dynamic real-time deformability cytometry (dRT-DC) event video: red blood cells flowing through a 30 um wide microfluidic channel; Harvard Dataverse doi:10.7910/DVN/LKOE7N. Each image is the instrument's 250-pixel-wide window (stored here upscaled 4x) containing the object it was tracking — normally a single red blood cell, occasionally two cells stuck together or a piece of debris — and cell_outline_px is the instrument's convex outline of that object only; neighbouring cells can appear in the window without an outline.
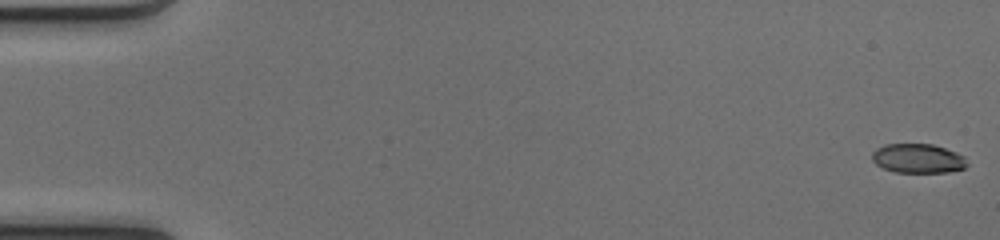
{"species": "common noctule bat (a hibernating species)", "species_latin": "Nyctalus noctula", "temperature_condition": "cold", "stored_images_in_passage": 51, "camera_frame_rate_fps": 3000, "um_per_image_px": 0.085, "animal": {"sex": "female", "body_mass_g": 17.0, "forearm_length_mm": 48.0}, "frame": {"image": 1, "passage_image": 1, "time_ms": 0.0, "image_size_px": [1000, 240], "cell_outline_px": [[968, 164], [964, 168], [948, 172], [896, 172], [884, 168], [876, 164], [872, 160], [872, 152], [876, 148], [884, 144], [932, 144], [956, 152], [964, 156]], "centroid_in_image_um": [78.01, 13.46], "position_along_channel_um": 7.0, "area_um2": 16.18}}
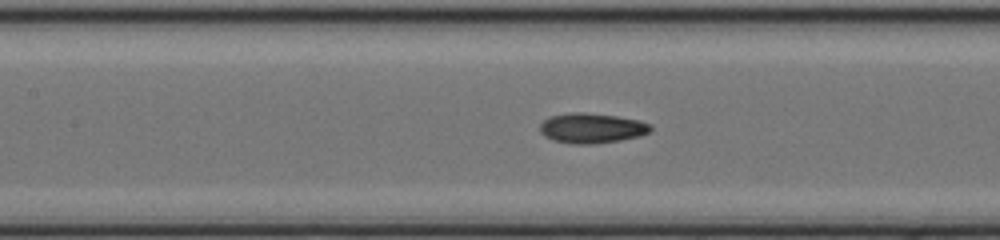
{"frame": {"image": 2, "passage_image": 24, "time_ms": 7.667, "image_size_px": [1000, 240], "cell_outline_px": [[652, 128], [648, 132], [640, 136], [620, 140], [592, 144], [576, 144], [552, 140], [544, 136], [540, 132], [540, 124], [548, 116], [572, 112], [584, 112], [616, 116], [640, 120], [652, 124]], "centroid_in_image_um": [50.29, 10.88], "position_along_channel_um": 157.1, "area_um2": 19.48}}
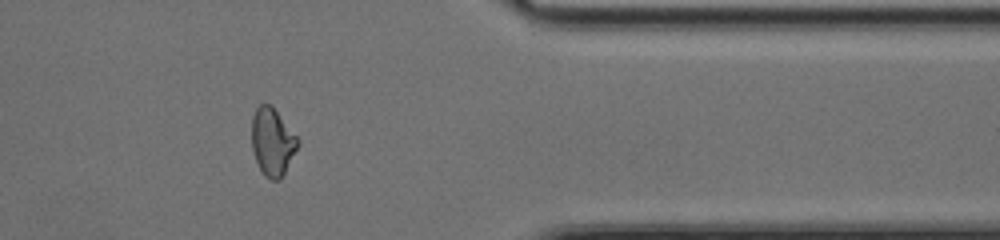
{"frame": {"image": 3, "passage_image": 42, "time_ms": 13.667, "image_size_px": [1000, 240], "cell_outline_px": [[300, 144], [280, 180], [272, 180], [264, 176], [256, 160], [252, 148], [252, 116], [256, 108], [260, 104], [272, 104], [300, 140]], "centroid_in_image_um": [23.17, 12.04], "position_along_channel_um": 388.2, "area_um2": 18.26}, "authors_computed_cell_mechanics": {"area_um2": 18.2648, "velocity_mm_per_s": 4.1399, "shape_relaxation_time_tau1_ms": 7.4841, "shape_relaxation_time_tau2_ms": 1.9737, "deformation_change_tau1": 0.2405, "deformation_change_tau2": 0.0783}}